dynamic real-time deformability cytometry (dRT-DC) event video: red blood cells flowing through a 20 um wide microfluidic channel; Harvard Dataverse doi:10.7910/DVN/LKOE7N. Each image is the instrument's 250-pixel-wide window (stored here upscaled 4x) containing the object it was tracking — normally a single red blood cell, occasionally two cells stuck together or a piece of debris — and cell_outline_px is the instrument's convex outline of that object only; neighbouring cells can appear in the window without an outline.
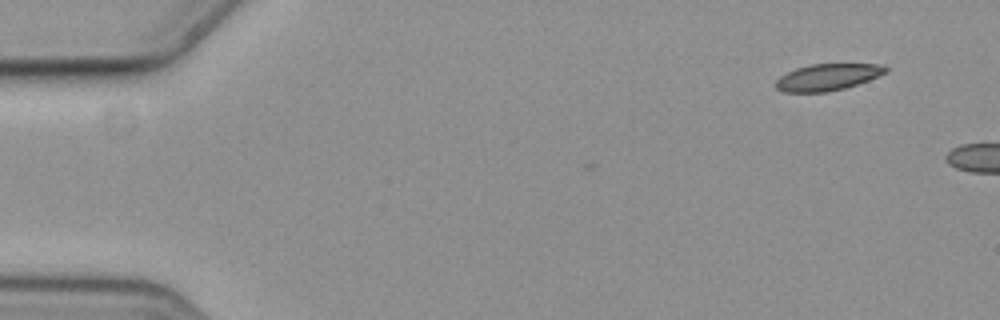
{"species": "common noctule bat (a hibernating species)", "species_latin": "Nyctalus noctula", "temperature_condition": "cold", "stored_images_in_passage": 2, "camera_frame_rate_fps": 3000, "um_per_image_px": 0.085, "animal": {"sex": "female", "body_mass_g": 19.3, "forearm_length_mm": 54.1}, "frame": {"image": 1, "passage_image": 2, "time_ms": 0.333, "image_size_px": [1000, 320], "cell_outline_px": [[888, 72], [868, 80], [844, 88], [828, 92], [784, 92], [776, 88], [776, 80], [780, 76], [796, 68], [812, 64], [884, 64], [888, 68]], "centroid_in_image_um": [70.36, 6.55], "position_along_channel_um": 14.6, "area_um2": 16.99}}